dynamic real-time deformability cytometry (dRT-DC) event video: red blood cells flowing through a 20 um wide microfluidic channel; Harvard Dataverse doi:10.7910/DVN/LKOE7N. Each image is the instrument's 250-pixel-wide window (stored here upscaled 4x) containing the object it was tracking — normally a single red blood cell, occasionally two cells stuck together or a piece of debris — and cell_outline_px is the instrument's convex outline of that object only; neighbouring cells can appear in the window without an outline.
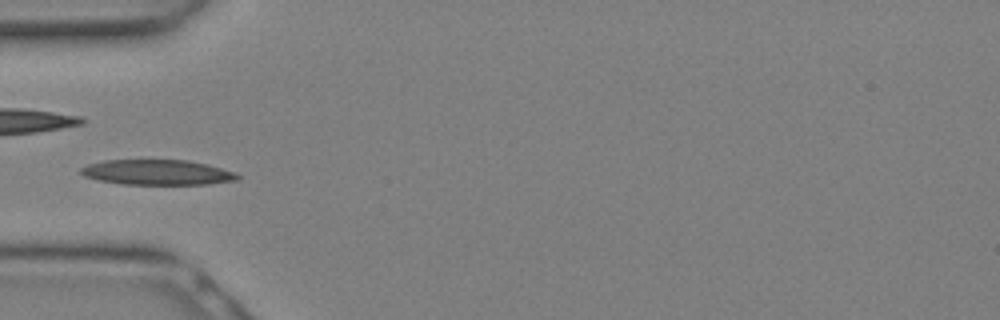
{"species": "Egyptian fruit bat (a non-hibernating species)", "species_latin": "Rousettus aegyptiacus", "temperature_condition": "warm", "stored_images_in_passage": 9, "camera_frame_rate_fps": 3000, "um_per_image_px": 0.085, "animal": {"sex": "female"}, "frame": {"image": 1, "passage_image": 8, "time_ms": 2.333, "image_size_px": [1000, 320], "cell_outline_px": [[240, 180], [208, 184], [120, 184], [96, 180], [84, 176], [80, 172], [80, 168], [88, 164], [104, 160], [188, 160], [208, 164], [236, 172], [240, 176]], "centroid_in_image_um": [13.38, 14.65], "position_along_channel_um": 71.6, "area_um2": 23.24}}